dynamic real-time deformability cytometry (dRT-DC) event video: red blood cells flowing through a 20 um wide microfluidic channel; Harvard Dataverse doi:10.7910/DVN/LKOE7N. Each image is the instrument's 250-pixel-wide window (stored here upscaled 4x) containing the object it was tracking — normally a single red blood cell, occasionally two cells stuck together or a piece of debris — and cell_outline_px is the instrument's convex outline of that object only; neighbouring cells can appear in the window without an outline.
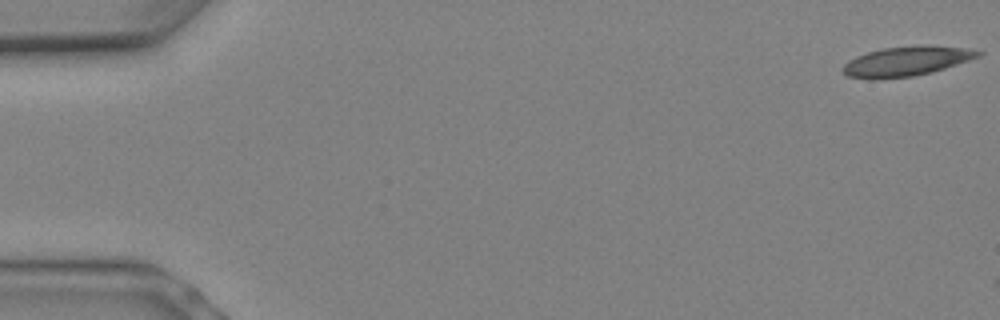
{"species": "Egyptian fruit bat (a non-hibernating species)", "species_latin": "Rousettus aegyptiacus", "temperature_condition": "warm", "stored_images_in_passage": 2, "camera_frame_rate_fps": 3000, "um_per_image_px": 0.085, "animal": {"sex": "female"}, "frame": {"image": 1, "passage_image": 1, "time_ms": 0.0, "image_size_px": [1000, 320], "cell_outline_px": [[984, 52], [980, 56], [932, 72], [912, 76], [876, 80], [868, 80], [848, 76], [840, 68], [848, 60], [856, 56], [868, 52], [884, 48], [924, 44], [928, 44], [972, 48]], "centroid_in_image_um": [77.05, 5.2], "position_along_channel_um": 8.0, "area_um2": 23.76}}